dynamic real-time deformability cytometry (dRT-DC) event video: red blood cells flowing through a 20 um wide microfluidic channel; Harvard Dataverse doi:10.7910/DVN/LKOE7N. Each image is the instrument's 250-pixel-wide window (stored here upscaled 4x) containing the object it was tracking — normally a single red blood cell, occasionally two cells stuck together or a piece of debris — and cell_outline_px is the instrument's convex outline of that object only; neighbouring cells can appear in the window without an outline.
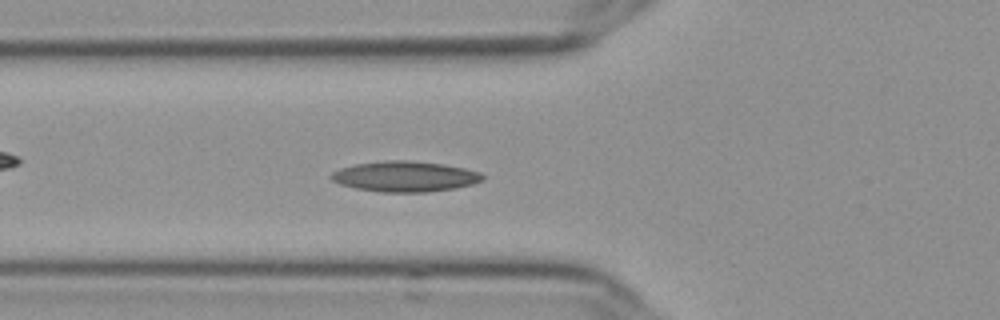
{"species": "Egyptian fruit bat (a non-hibernating species)", "species_latin": "Rousettus aegyptiacus", "temperature_condition": "cold", "stored_images_in_passage": 55, "camera_frame_rate_fps": 3000, "um_per_image_px": 0.085, "frame": {"image": 1, "passage_image": 19, "time_ms": 6.0, "image_size_px": [1000, 320], "cell_outline_px": [[484, 180], [472, 184], [456, 188], [428, 192], [380, 192], [356, 188], [340, 184], [332, 180], [328, 176], [332, 172], [340, 168], [356, 164], [388, 160], [408, 160], [444, 164], [464, 168], [480, 172], [484, 176]], "centroid_in_image_um": [34.43, 15.0], "position_along_channel_um": 91.4, "area_um2": 26.99}}
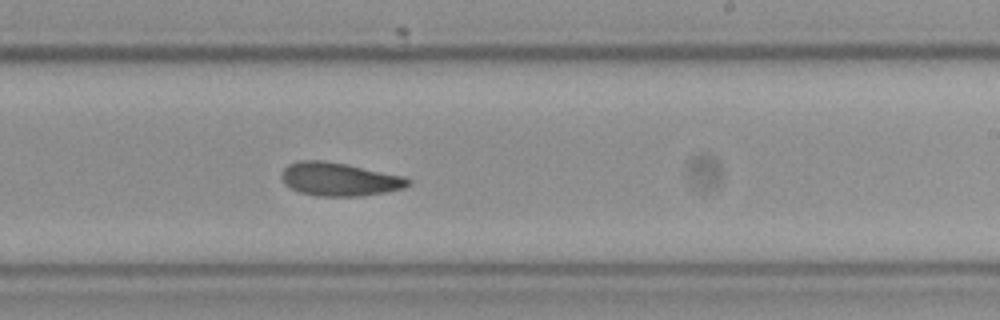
{"frame": {"image": 2, "passage_image": 33, "time_ms": 10.667, "image_size_px": [1000, 320], "cell_outline_px": [[412, 184], [404, 188], [384, 192], [360, 196], [316, 196], [300, 192], [284, 184], [280, 176], [284, 168], [288, 164], [300, 160], [324, 160], [404, 176], [412, 180]], "centroid_in_image_um": [28.83, 15.23], "position_along_channel_um": 260.2, "area_um2": 24.57}}
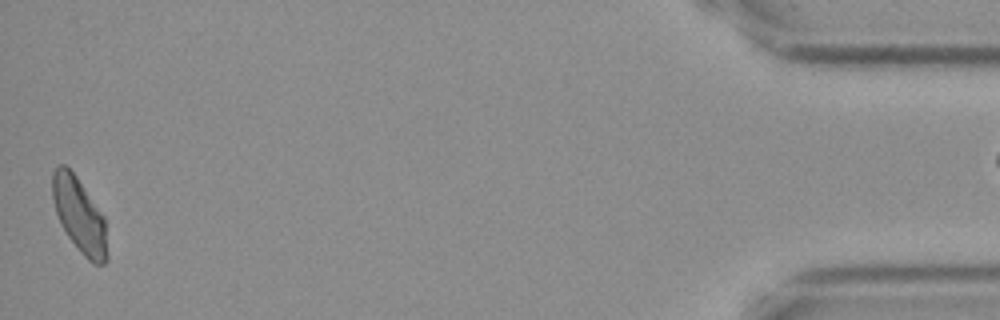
{"frame": {"image": 3, "passage_image": 54, "time_ms": 17.667, "image_size_px": [1000, 320], "cell_outline_px": [[108, 260], [104, 264], [92, 264], [80, 252], [68, 236], [60, 224], [56, 212], [52, 196], [52, 172], [60, 164], [64, 164], [76, 176], [104, 216], [108, 256]], "centroid_in_image_um": [6.75, 18.33], "position_along_channel_um": 428.4, "area_um2": 23.81}}